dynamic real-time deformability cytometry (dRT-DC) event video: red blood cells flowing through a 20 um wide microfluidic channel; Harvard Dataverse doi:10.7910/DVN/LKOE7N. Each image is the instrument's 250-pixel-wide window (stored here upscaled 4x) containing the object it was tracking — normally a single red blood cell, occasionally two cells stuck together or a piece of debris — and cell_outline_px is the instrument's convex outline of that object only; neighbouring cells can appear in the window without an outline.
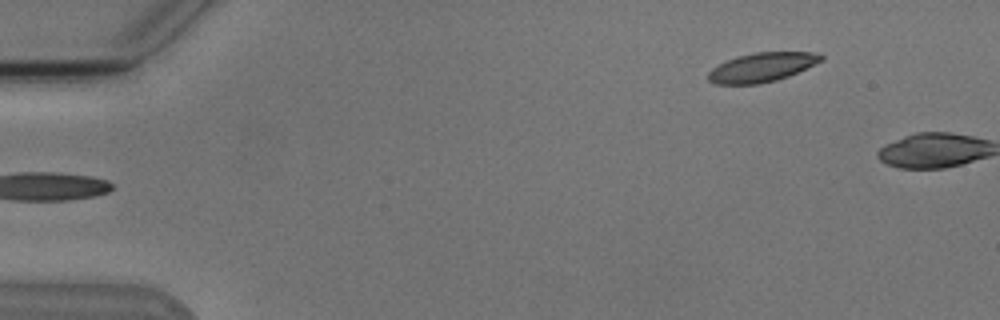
{"species": "Egyptian fruit bat (a non-hibernating species)", "species_latin": "Rousettus aegyptiacus", "temperature_condition": "cold", "stored_images_in_passage": 6, "camera_frame_rate_fps": 3000, "um_per_image_px": 0.085, "animal": {"sex": "male"}, "frame": {"image": 1, "passage_image": 6, "time_ms": 6.0, "image_size_px": [1000, 320], "cell_outline_px": [[824, 60], [788, 76], [776, 80], [756, 84], [716, 84], [708, 80], [708, 72], [712, 68], [728, 60], [740, 56], [756, 52], [812, 52], [824, 56]], "centroid_in_image_um": [64.77, 5.72], "position_along_channel_um": 20.2, "area_um2": 18.9}}